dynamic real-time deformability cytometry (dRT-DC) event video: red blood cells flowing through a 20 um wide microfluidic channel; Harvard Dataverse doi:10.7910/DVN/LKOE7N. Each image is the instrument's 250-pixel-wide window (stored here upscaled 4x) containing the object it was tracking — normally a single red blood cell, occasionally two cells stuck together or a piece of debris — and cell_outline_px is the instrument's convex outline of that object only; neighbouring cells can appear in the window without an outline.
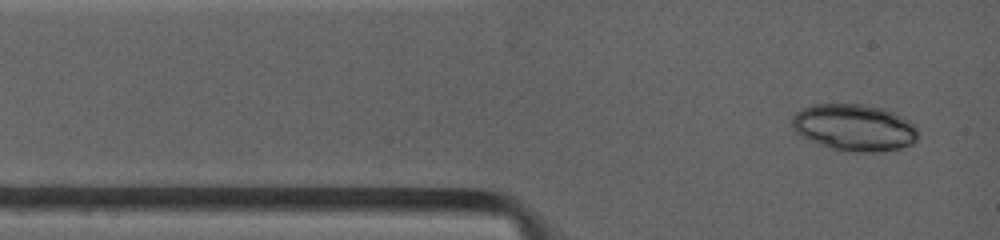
{"species": "common noctule bat (a hibernating species)", "species_latin": "Nyctalus noctula", "temperature_condition": "warm", "stored_images_in_passage": 3, "camera_frame_rate_fps": 4500, "um_per_image_px": 0.085, "animal": {"sex": "female", "body_mass_g": 19.0, "forearm_length_mm": 53.3}, "frame": {"image": 1, "passage_image": 1, "time_ms": 0.0, "image_size_px": [1000, 240], "cell_outline_px": [[916, 140], [912, 144], [900, 148], [880, 152], [840, 152], [800, 136], [792, 128], [792, 116], [796, 112], [804, 108], [816, 104], [856, 104], [880, 108], [908, 120], [916, 128]], "centroid_in_image_um": [72.56, 10.87], "position_along_channel_um": 12.4, "area_um2": 34.1}}